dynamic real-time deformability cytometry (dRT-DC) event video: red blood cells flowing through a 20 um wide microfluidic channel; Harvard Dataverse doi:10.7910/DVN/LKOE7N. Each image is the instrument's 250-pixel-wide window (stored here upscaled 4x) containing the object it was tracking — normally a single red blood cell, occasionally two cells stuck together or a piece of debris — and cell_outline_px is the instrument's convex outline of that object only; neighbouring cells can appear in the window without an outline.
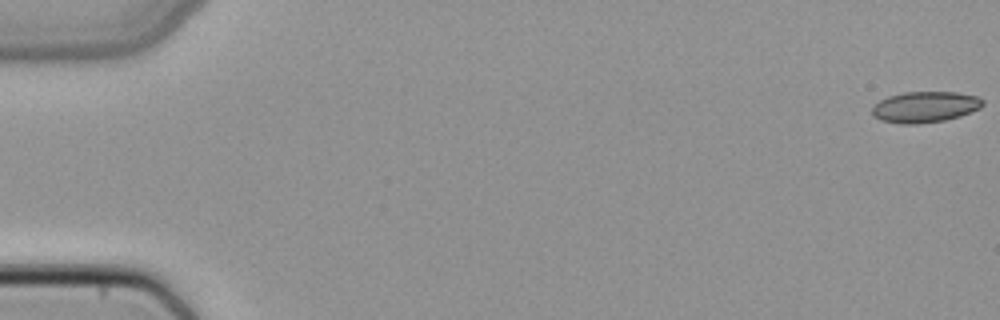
{"species": "common noctule bat (a hibernating species)", "species_latin": "Nyctalus noctula", "temperature_condition": "cold", "stored_images_in_passage": 50, "camera_frame_rate_fps": 3000, "um_per_image_px": 0.085, "animal": {"sex": "female", "body_mass_g": 22.7, "forearm_length_mm": 54.2}, "frame": {"image": 1, "passage_image": 1, "time_ms": 0.0, "image_size_px": [1000, 320], "cell_outline_px": [[984, 104], [980, 108], [972, 112], [960, 116], [944, 120], [916, 124], [900, 124], [880, 120], [872, 116], [872, 108], [880, 100], [888, 96], [904, 92], [956, 92], [976, 96], [984, 100]], "centroid_in_image_um": [78.62, 9.09], "position_along_channel_um": 6.4, "area_um2": 20.06}}
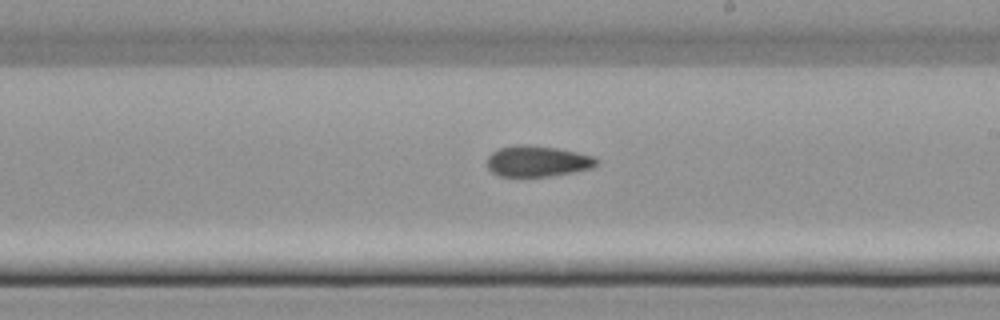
{"frame": {"image": 2, "passage_image": 30, "time_ms": 9.667, "image_size_px": [1000, 320], "cell_outline_px": [[600, 160], [592, 168], [552, 176], [500, 176], [492, 172], [488, 168], [488, 156], [492, 152], [500, 148], [520, 144], [528, 144], [556, 148], [596, 156]], "centroid_in_image_um": [45.71, 13.7], "position_along_channel_um": 243.3, "area_um2": 19.71}}
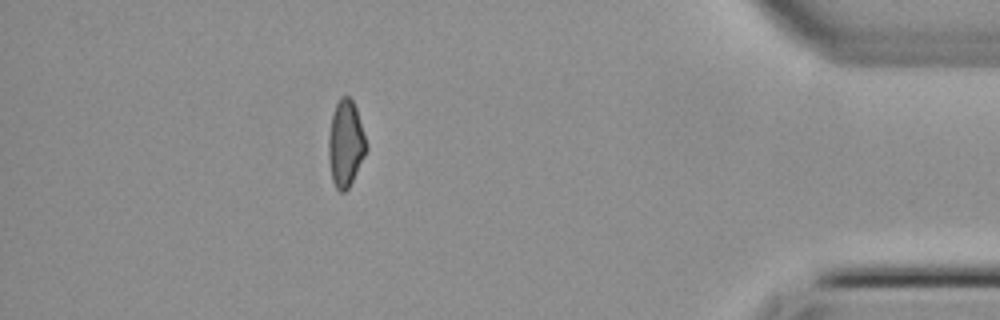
{"frame": {"image": 3, "passage_image": 45, "time_ms": 14.667, "image_size_px": [1000, 320], "cell_outline_px": [[368, 148], [348, 188], [344, 192], [340, 192], [336, 188], [332, 180], [328, 156], [328, 136], [332, 116], [336, 104], [340, 96], [348, 96], [352, 100], [356, 108], [368, 144]], "centroid_in_image_um": [29.37, 12.19], "position_along_channel_um": 405.8, "area_um2": 18.96}}